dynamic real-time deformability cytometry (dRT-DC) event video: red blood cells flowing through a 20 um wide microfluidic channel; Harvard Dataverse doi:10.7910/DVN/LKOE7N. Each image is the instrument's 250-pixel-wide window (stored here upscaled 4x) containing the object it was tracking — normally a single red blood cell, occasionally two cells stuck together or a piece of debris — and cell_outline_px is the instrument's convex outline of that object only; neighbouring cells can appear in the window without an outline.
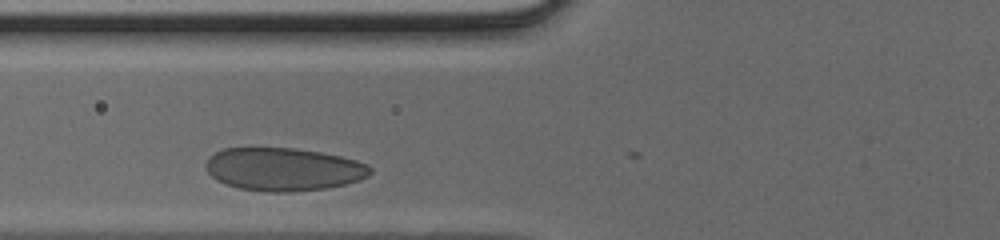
{"species": "human", "species_latin": "Homo sapiens", "temperature_condition": "cold", "stored_images_in_passage": 22, "camera_frame_rate_fps": 3000, "um_per_image_px": 0.085, "donor": {"sex": "male"}, "frame": {"image": 1, "passage_image": 3, "time_ms": 0.667, "image_size_px": [1000, 240], "cell_outline_px": [[372, 172], [368, 176], [344, 184], [324, 188], [288, 192], [268, 192], [240, 188], [216, 180], [204, 168], [204, 164], [208, 156], [224, 148], [292, 148], [320, 152], [340, 156], [356, 160], [368, 164], [372, 168]], "centroid_in_image_um": [24.06, 14.38], "position_along_channel_um": 101.7, "area_um2": 41.1}}
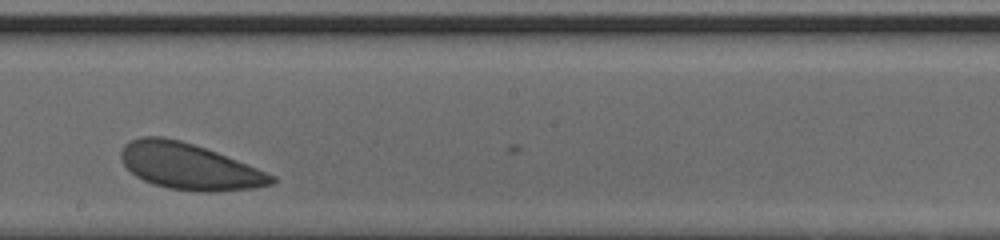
{"frame": {"image": 2, "passage_image": 12, "time_ms": 3.667, "image_size_px": [1000, 240], "cell_outline_px": [[276, 180], [272, 184], [256, 188], [216, 192], [196, 192], [168, 188], [144, 180], [136, 176], [124, 164], [120, 156], [120, 152], [124, 144], [140, 136], [160, 136], [180, 140], [216, 152], [276, 176]], "centroid_in_image_um": [16.08, 14.16], "position_along_channel_um": 232.1, "area_um2": 40.29}}
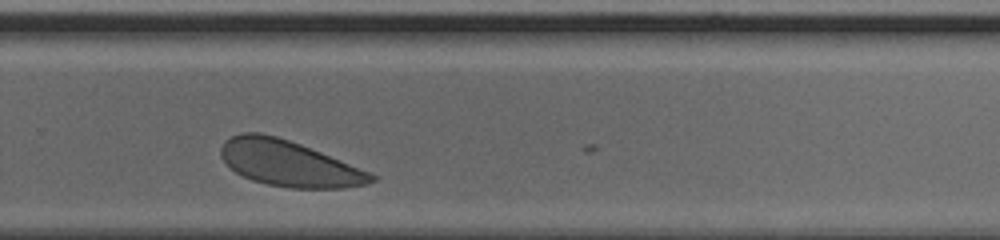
{"frame": {"image": 3, "passage_image": 17, "time_ms": 5.333, "image_size_px": [1000, 240], "cell_outline_px": [[376, 180], [368, 184], [344, 188], [288, 188], [268, 184], [252, 180], [236, 172], [220, 156], [220, 148], [224, 140], [240, 132], [260, 132], [276, 136], [300, 144], [320, 152], [368, 172], [376, 176]], "centroid_in_image_um": [24.51, 13.89], "position_along_channel_um": 305.3, "area_um2": 39.71}}